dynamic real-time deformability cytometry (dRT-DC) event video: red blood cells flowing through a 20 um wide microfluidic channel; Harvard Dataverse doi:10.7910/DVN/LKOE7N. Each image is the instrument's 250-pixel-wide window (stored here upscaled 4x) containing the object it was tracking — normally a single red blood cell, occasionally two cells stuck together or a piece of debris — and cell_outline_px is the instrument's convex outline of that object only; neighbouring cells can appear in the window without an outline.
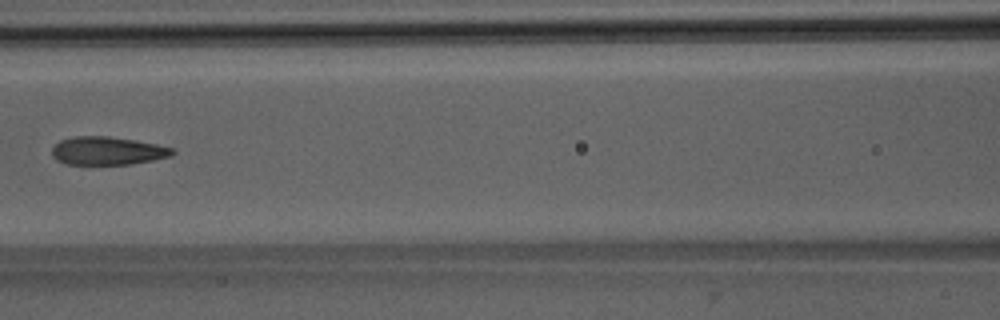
{"species": "Egyptian fruit bat (a non-hibernating species)", "species_latin": "Rousettus aegyptiacus", "temperature_condition": "room temperature", "stored_images_in_passage": 8, "camera_frame_rate_fps": 3000, "um_per_image_px": 0.085, "animal": {"sex": "male"}, "frame": {"image": 1, "passage_image": 7, "time_ms": 7.0, "image_size_px": [1000, 320], "cell_outline_px": [[176, 152], [172, 156], [132, 164], [68, 164], [56, 160], [52, 156], [52, 148], [60, 140], [76, 136], [108, 136], [156, 144], [176, 148]], "centroid_in_image_um": [9.16, 12.82], "position_along_channel_um": 157.4, "area_um2": 19.77}}